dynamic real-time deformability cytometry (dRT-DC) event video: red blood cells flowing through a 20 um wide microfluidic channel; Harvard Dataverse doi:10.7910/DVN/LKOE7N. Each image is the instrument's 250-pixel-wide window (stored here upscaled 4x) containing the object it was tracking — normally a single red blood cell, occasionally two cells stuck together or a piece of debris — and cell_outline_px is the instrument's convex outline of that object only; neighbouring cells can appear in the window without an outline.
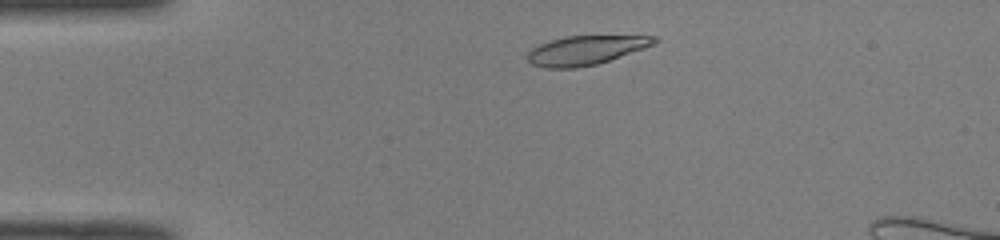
{"species": "common noctule bat (a hibernating species)", "species_latin": "Nyctalus noctula", "temperature_condition": "room temperature", "stored_images_in_passage": 39, "camera_frame_rate_fps": 3000, "um_per_image_px": 0.085, "animal": {"sex": "male", "body_mass_g": 19.0, "forearm_length_mm": 50.8}, "frame": {"image": 1, "passage_image": 1, "time_ms": 0.0, "image_size_px": [1000, 240], "cell_outline_px": [[660, 40], [656, 44], [596, 64], [576, 68], [548, 68], [532, 64], [528, 60], [528, 52], [532, 48], [540, 44], [564, 36], [656, 36]], "centroid_in_image_um": [49.8, 4.26], "position_along_channel_um": 35.2, "area_um2": 21.27}}
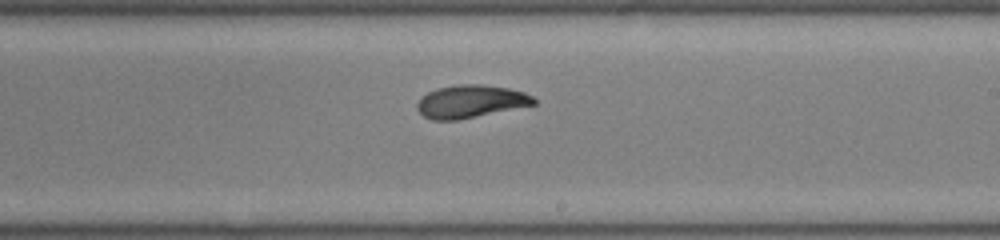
{"frame": {"image": 2, "passage_image": 20, "time_ms": 6.333, "image_size_px": [1000, 240], "cell_outline_px": [[536, 104], [456, 120], [432, 120], [424, 116], [416, 108], [416, 104], [428, 92], [436, 88], [460, 84], [480, 84], [508, 88], [524, 92], [532, 96], [536, 100]], "centroid_in_image_um": [40.0, 8.62], "position_along_channel_um": 249.0, "area_um2": 22.02}}
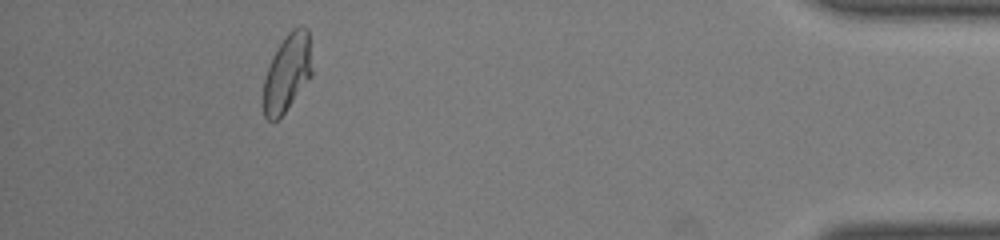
{"frame": {"image": 3, "passage_image": 36, "time_ms": 11.667, "image_size_px": [1000, 240], "cell_outline_px": [[312, 76], [284, 112], [272, 124], [264, 116], [264, 76], [272, 56], [284, 36], [292, 28], [300, 24], [308, 28], [312, 68]], "centroid_in_image_um": [24.42, 6.15], "position_along_channel_um": 410.8, "area_um2": 22.14}}